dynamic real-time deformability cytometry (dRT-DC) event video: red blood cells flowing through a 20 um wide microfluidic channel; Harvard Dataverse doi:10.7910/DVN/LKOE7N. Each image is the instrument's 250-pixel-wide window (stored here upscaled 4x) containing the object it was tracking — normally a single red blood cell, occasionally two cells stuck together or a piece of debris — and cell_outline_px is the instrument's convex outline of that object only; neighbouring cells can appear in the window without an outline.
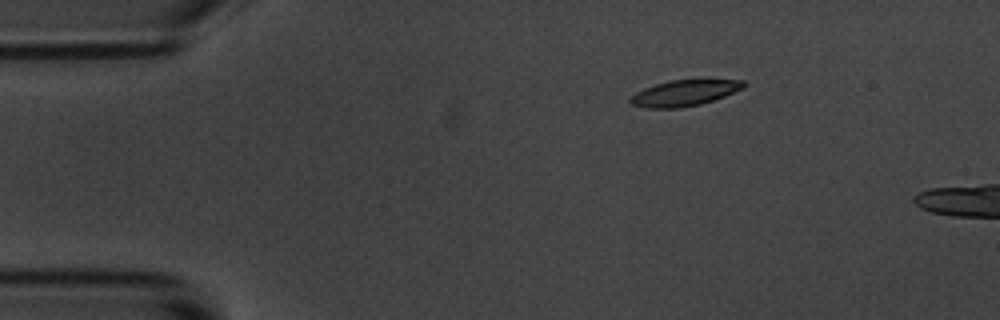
{"species": "common noctule bat (a hibernating species)", "species_latin": "Nyctalus noctula", "temperature_condition": "room temperature", "stored_images_in_passage": 5, "camera_frame_rate_fps": 3000, "um_per_image_px": 0.085, "animal": {"sex": "male", "body_mass_g": 20.1, "forearm_length_mm": 53.5}, "frame": {"image": 1, "passage_image": 2, "time_ms": 2.0, "image_size_px": [1000, 320], "cell_outline_px": [[748, 84], [744, 88], [724, 96], [700, 104], [680, 108], [644, 108], [632, 104], [628, 100], [636, 92], [644, 88], [656, 84], [672, 80], [744, 80]], "centroid_in_image_um": [58.18, 7.91], "position_along_channel_um": 26.8, "area_um2": 16.99}}